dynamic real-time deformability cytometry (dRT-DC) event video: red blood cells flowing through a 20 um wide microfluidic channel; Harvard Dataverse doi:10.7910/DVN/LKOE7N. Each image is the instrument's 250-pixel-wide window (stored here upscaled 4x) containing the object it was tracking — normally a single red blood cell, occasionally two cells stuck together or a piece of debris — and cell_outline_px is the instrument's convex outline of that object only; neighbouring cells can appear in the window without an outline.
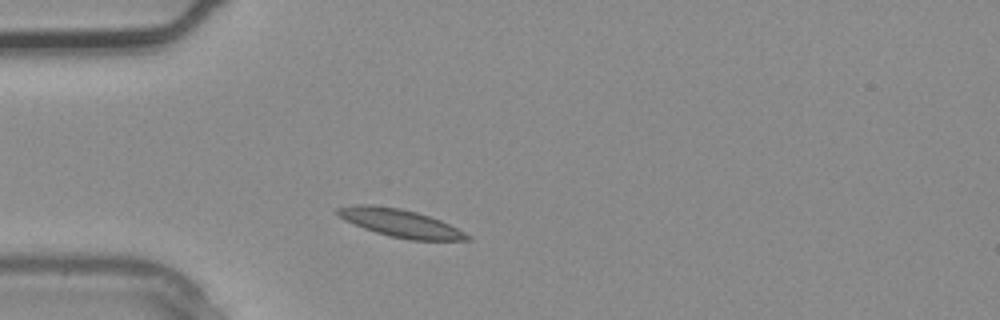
{"species": "common noctule bat (a hibernating species)", "species_latin": "Nyctalus noctula", "temperature_condition": "warm", "stored_images_in_passage": 1, "camera_frame_rate_fps": 3000, "um_per_image_px": 0.085, "animal": {"sex": "male", "body_mass_g": 20.4}, "frame": {"image": 1, "passage_image": 1, "time_ms": 0.0, "image_size_px": [1000, 320], "cell_outline_px": [[472, 240], [408, 240], [376, 232], [364, 228], [344, 220], [336, 212], [336, 208], [356, 204], [372, 204], [400, 208], [416, 212], [440, 220], [472, 236]], "centroid_in_image_um": [34.02, 18.96], "position_along_channel_um": 51.0, "area_um2": 20.87}}